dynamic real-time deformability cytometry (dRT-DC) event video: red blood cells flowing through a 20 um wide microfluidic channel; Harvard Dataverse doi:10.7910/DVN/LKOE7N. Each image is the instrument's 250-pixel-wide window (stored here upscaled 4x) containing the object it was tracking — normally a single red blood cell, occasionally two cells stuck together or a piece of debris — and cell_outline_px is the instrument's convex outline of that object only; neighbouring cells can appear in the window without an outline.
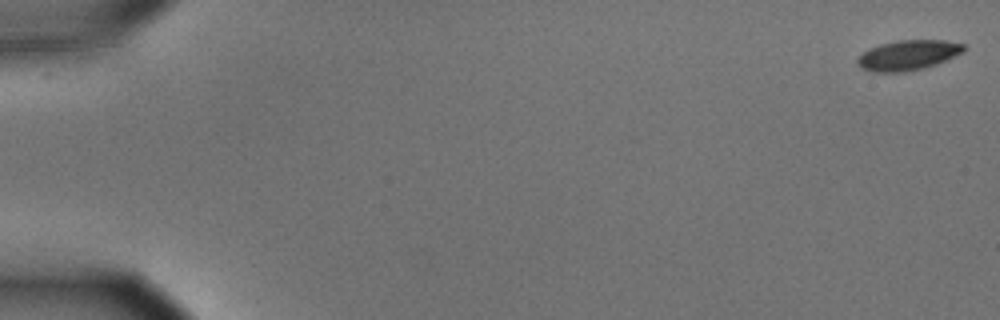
{"species": "common noctule bat (a hibernating species)", "species_latin": "Nyctalus noctula", "temperature_condition": "cold", "stored_images_in_passage": 58, "camera_frame_rate_fps": 3000, "um_per_image_px": 0.085, "animal": {"sex": "male", "body_mass_g": 15.6}, "frame": {"image": 1, "passage_image": 1, "time_ms": 0.0, "image_size_px": [1000, 320], "cell_outline_px": [[968, 48], [964, 52], [936, 64], [924, 68], [904, 72], [872, 72], [860, 68], [856, 64], [856, 60], [868, 48], [880, 44], [896, 40], [944, 40], [964, 44]], "centroid_in_image_um": [77.18, 4.69], "position_along_channel_um": 7.8, "area_um2": 18.84}}
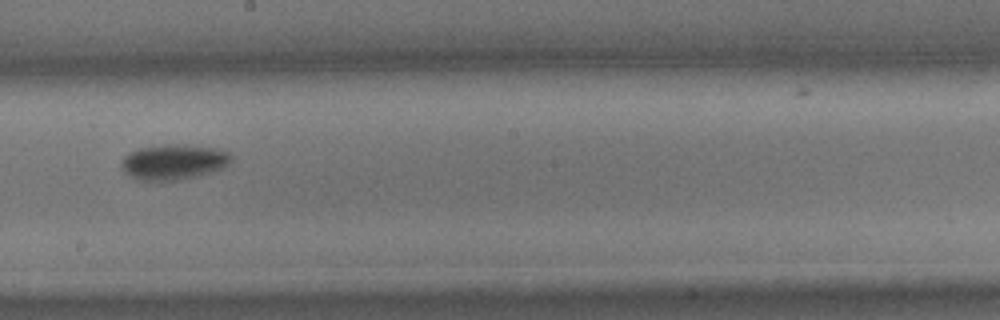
{"frame": {"image": 2, "passage_image": 33, "time_ms": 10.667, "image_size_px": [1000, 320], "cell_outline_px": [[232, 160], [224, 168], [212, 172], [180, 180], [136, 180], [124, 172], [120, 168], [120, 160], [128, 152], [140, 148], [164, 144], [184, 144], [216, 148], [232, 152]], "centroid_in_image_um": [14.76, 13.76], "position_along_channel_um": 233.4, "area_um2": 23.06}}
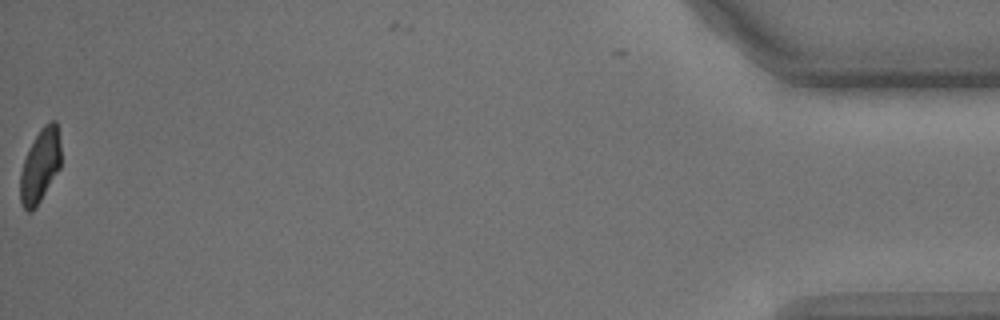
{"frame": {"image": 3, "passage_image": 57, "time_ms": 18.667, "image_size_px": [1000, 320], "cell_outline_px": [[60, 168], [36, 208], [32, 212], [28, 212], [24, 208], [20, 200], [20, 172], [24, 160], [40, 128], [44, 124], [52, 120], [56, 120], [60, 144]], "centroid_in_image_um": [3.41, 14.11], "position_along_channel_um": 431.8, "area_um2": 17.34}, "authors_computed_cell_mechanics": {"area_um2": 19.8543, "velocity_mm_per_s": 3.5984, "shape_relaxation_time_tau1_ms": 2.6782, "shape_relaxation_time_tau2_ms": null, "deformation_change_tau1": 0.1207, "deformation_change_tau2": null}}